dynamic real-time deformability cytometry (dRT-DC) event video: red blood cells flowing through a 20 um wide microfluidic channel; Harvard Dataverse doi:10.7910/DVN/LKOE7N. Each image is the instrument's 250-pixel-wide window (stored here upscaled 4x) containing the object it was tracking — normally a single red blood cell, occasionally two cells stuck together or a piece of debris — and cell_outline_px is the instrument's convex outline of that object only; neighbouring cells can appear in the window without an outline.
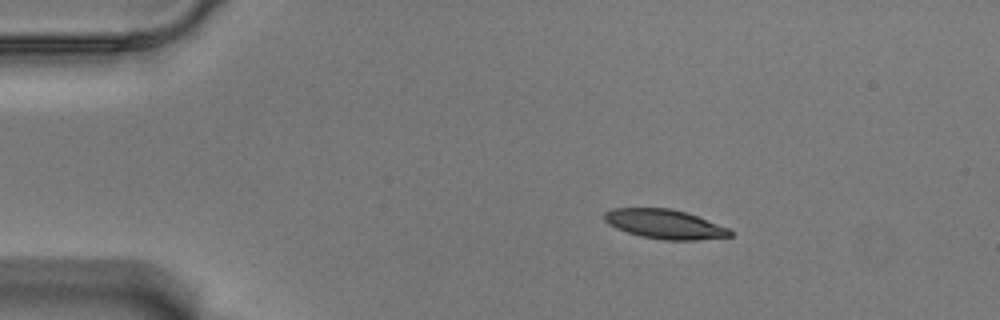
{"species": "Egyptian fruit bat (a non-hibernating species)", "species_latin": "Rousettus aegyptiacus", "temperature_condition": "warm", "stored_images_in_passage": 48, "camera_frame_rate_fps": 3000, "um_per_image_px": 0.085, "animal": {"sex": "male"}, "frame": {"image": 1, "passage_image": 1, "time_ms": 0.0, "image_size_px": [1000, 320], "cell_outline_px": [[732, 236], [696, 240], [664, 240], [640, 236], [616, 228], [608, 224], [604, 220], [604, 212], [612, 208], [672, 208], [696, 216], [728, 228], [732, 232]], "centroid_in_image_um": [56.46, 19.05], "position_along_channel_um": 28.5, "area_um2": 21.33}}
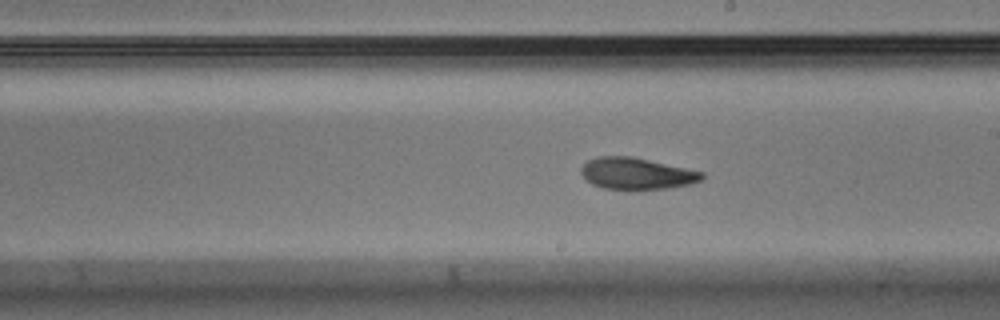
{"frame": {"image": 2, "passage_image": 24, "time_ms": 7.667, "image_size_px": [1000, 320], "cell_outline_px": [[704, 176], [700, 180], [692, 184], [672, 188], [636, 192], [624, 192], [604, 188], [592, 184], [580, 172], [580, 168], [588, 160], [600, 156], [632, 156], [704, 172]], "centroid_in_image_um": [54.12, 14.8], "position_along_channel_um": 234.9, "area_um2": 23.06}}
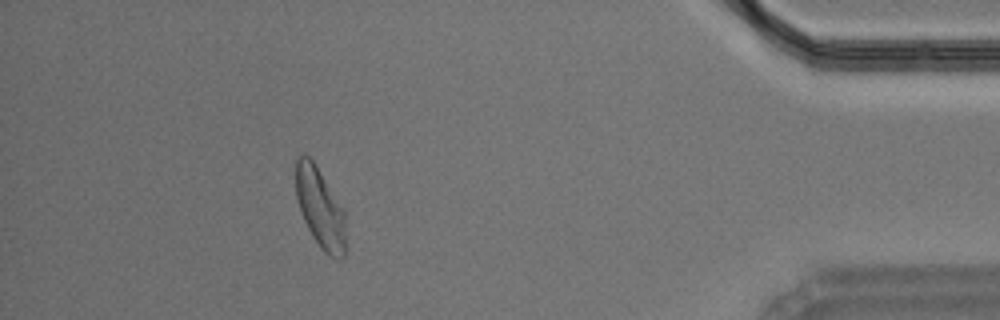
{"frame": {"image": 3, "passage_image": 43, "time_ms": 14.0, "image_size_px": [1000, 320], "cell_outline_px": [[344, 256], [340, 260], [336, 260], [328, 256], [320, 248], [312, 236], [304, 220], [296, 196], [296, 160], [300, 156], [308, 156], [316, 164], [344, 208]], "centroid_in_image_um": [27.22, 17.7], "position_along_channel_um": 408.0, "area_um2": 23.18}, "authors_computed_cell_mechanics": {"area_um2": 22.7154, "velocity_mm_per_s": 3.5063, "shape_relaxation_time_tau1_ms": 3.9213, "shape_relaxation_time_tau2_ms": 3.9921, "deformation_change_tau1": 0.1756, "deformation_change_tau2": 0.1054}}